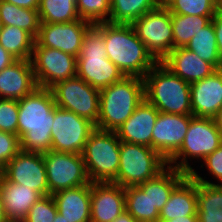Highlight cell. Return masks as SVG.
Returning a JSON list of instances; mask_svg holds the SVG:
<instances>
[{
  "instance_id": "obj_45",
  "label": "cell",
  "mask_w": 222,
  "mask_h": 222,
  "mask_svg": "<svg viewBox=\"0 0 222 222\" xmlns=\"http://www.w3.org/2000/svg\"><path fill=\"white\" fill-rule=\"evenodd\" d=\"M214 123L222 136V108L213 117Z\"/></svg>"
},
{
  "instance_id": "obj_18",
  "label": "cell",
  "mask_w": 222,
  "mask_h": 222,
  "mask_svg": "<svg viewBox=\"0 0 222 222\" xmlns=\"http://www.w3.org/2000/svg\"><path fill=\"white\" fill-rule=\"evenodd\" d=\"M190 99L194 117L213 118L222 108V69L190 83Z\"/></svg>"
},
{
  "instance_id": "obj_10",
  "label": "cell",
  "mask_w": 222,
  "mask_h": 222,
  "mask_svg": "<svg viewBox=\"0 0 222 222\" xmlns=\"http://www.w3.org/2000/svg\"><path fill=\"white\" fill-rule=\"evenodd\" d=\"M137 37L145 44L157 62H161L173 51V29L171 13L161 4L131 24Z\"/></svg>"
},
{
  "instance_id": "obj_33",
  "label": "cell",
  "mask_w": 222,
  "mask_h": 222,
  "mask_svg": "<svg viewBox=\"0 0 222 222\" xmlns=\"http://www.w3.org/2000/svg\"><path fill=\"white\" fill-rule=\"evenodd\" d=\"M38 13L41 23H66L80 19L76 0H40Z\"/></svg>"
},
{
  "instance_id": "obj_35",
  "label": "cell",
  "mask_w": 222,
  "mask_h": 222,
  "mask_svg": "<svg viewBox=\"0 0 222 222\" xmlns=\"http://www.w3.org/2000/svg\"><path fill=\"white\" fill-rule=\"evenodd\" d=\"M110 2L111 0H76L78 15L91 24L109 22Z\"/></svg>"
},
{
  "instance_id": "obj_6",
  "label": "cell",
  "mask_w": 222,
  "mask_h": 222,
  "mask_svg": "<svg viewBox=\"0 0 222 222\" xmlns=\"http://www.w3.org/2000/svg\"><path fill=\"white\" fill-rule=\"evenodd\" d=\"M120 142L115 131L95 129L82 157L91 182H116L120 164Z\"/></svg>"
},
{
  "instance_id": "obj_4",
  "label": "cell",
  "mask_w": 222,
  "mask_h": 222,
  "mask_svg": "<svg viewBox=\"0 0 222 222\" xmlns=\"http://www.w3.org/2000/svg\"><path fill=\"white\" fill-rule=\"evenodd\" d=\"M77 76L97 88L103 89L125 75L107 58L103 23L91 24L83 37L77 57Z\"/></svg>"
},
{
  "instance_id": "obj_2",
  "label": "cell",
  "mask_w": 222,
  "mask_h": 222,
  "mask_svg": "<svg viewBox=\"0 0 222 222\" xmlns=\"http://www.w3.org/2000/svg\"><path fill=\"white\" fill-rule=\"evenodd\" d=\"M103 35L109 58L125 76L142 78L157 63L131 24L103 22Z\"/></svg>"
},
{
  "instance_id": "obj_26",
  "label": "cell",
  "mask_w": 222,
  "mask_h": 222,
  "mask_svg": "<svg viewBox=\"0 0 222 222\" xmlns=\"http://www.w3.org/2000/svg\"><path fill=\"white\" fill-rule=\"evenodd\" d=\"M188 174L167 166L156 177L138 185L144 192H148L149 198L160 212L168 201L173 189L187 176Z\"/></svg>"
},
{
  "instance_id": "obj_40",
  "label": "cell",
  "mask_w": 222,
  "mask_h": 222,
  "mask_svg": "<svg viewBox=\"0 0 222 222\" xmlns=\"http://www.w3.org/2000/svg\"><path fill=\"white\" fill-rule=\"evenodd\" d=\"M212 21L217 38V49L220 60L222 61V12H216Z\"/></svg>"
},
{
  "instance_id": "obj_5",
  "label": "cell",
  "mask_w": 222,
  "mask_h": 222,
  "mask_svg": "<svg viewBox=\"0 0 222 222\" xmlns=\"http://www.w3.org/2000/svg\"><path fill=\"white\" fill-rule=\"evenodd\" d=\"M145 99L161 113L192 115L190 83L157 62L143 77Z\"/></svg>"
},
{
  "instance_id": "obj_15",
  "label": "cell",
  "mask_w": 222,
  "mask_h": 222,
  "mask_svg": "<svg viewBox=\"0 0 222 222\" xmlns=\"http://www.w3.org/2000/svg\"><path fill=\"white\" fill-rule=\"evenodd\" d=\"M90 25L82 19L66 23H41L35 43L78 57L84 34Z\"/></svg>"
},
{
  "instance_id": "obj_27",
  "label": "cell",
  "mask_w": 222,
  "mask_h": 222,
  "mask_svg": "<svg viewBox=\"0 0 222 222\" xmlns=\"http://www.w3.org/2000/svg\"><path fill=\"white\" fill-rule=\"evenodd\" d=\"M0 20L3 26L19 27L34 39L41 25L38 10L18 7L4 0H0Z\"/></svg>"
},
{
  "instance_id": "obj_20",
  "label": "cell",
  "mask_w": 222,
  "mask_h": 222,
  "mask_svg": "<svg viewBox=\"0 0 222 222\" xmlns=\"http://www.w3.org/2000/svg\"><path fill=\"white\" fill-rule=\"evenodd\" d=\"M37 87L31 60H16L0 71V98L20 100Z\"/></svg>"
},
{
  "instance_id": "obj_12",
  "label": "cell",
  "mask_w": 222,
  "mask_h": 222,
  "mask_svg": "<svg viewBox=\"0 0 222 222\" xmlns=\"http://www.w3.org/2000/svg\"><path fill=\"white\" fill-rule=\"evenodd\" d=\"M95 129V124L88 119L55 107L51 128V150L82 154L90 134Z\"/></svg>"
},
{
  "instance_id": "obj_25",
  "label": "cell",
  "mask_w": 222,
  "mask_h": 222,
  "mask_svg": "<svg viewBox=\"0 0 222 222\" xmlns=\"http://www.w3.org/2000/svg\"><path fill=\"white\" fill-rule=\"evenodd\" d=\"M191 215H197L196 181L188 174L171 192L158 222Z\"/></svg>"
},
{
  "instance_id": "obj_13",
  "label": "cell",
  "mask_w": 222,
  "mask_h": 222,
  "mask_svg": "<svg viewBox=\"0 0 222 222\" xmlns=\"http://www.w3.org/2000/svg\"><path fill=\"white\" fill-rule=\"evenodd\" d=\"M38 87L50 89L56 83L77 76V57L34 42L31 57Z\"/></svg>"
},
{
  "instance_id": "obj_28",
  "label": "cell",
  "mask_w": 222,
  "mask_h": 222,
  "mask_svg": "<svg viewBox=\"0 0 222 222\" xmlns=\"http://www.w3.org/2000/svg\"><path fill=\"white\" fill-rule=\"evenodd\" d=\"M162 0H111L109 23L132 24L147 12L157 9Z\"/></svg>"
},
{
  "instance_id": "obj_38",
  "label": "cell",
  "mask_w": 222,
  "mask_h": 222,
  "mask_svg": "<svg viewBox=\"0 0 222 222\" xmlns=\"http://www.w3.org/2000/svg\"><path fill=\"white\" fill-rule=\"evenodd\" d=\"M20 150L18 135L0 131V172Z\"/></svg>"
},
{
  "instance_id": "obj_47",
  "label": "cell",
  "mask_w": 222,
  "mask_h": 222,
  "mask_svg": "<svg viewBox=\"0 0 222 222\" xmlns=\"http://www.w3.org/2000/svg\"><path fill=\"white\" fill-rule=\"evenodd\" d=\"M53 222H68V221H66L64 217L59 212H57Z\"/></svg>"
},
{
  "instance_id": "obj_36",
  "label": "cell",
  "mask_w": 222,
  "mask_h": 222,
  "mask_svg": "<svg viewBox=\"0 0 222 222\" xmlns=\"http://www.w3.org/2000/svg\"><path fill=\"white\" fill-rule=\"evenodd\" d=\"M58 210L52 195L41 197L22 222H53Z\"/></svg>"
},
{
  "instance_id": "obj_14",
  "label": "cell",
  "mask_w": 222,
  "mask_h": 222,
  "mask_svg": "<svg viewBox=\"0 0 222 222\" xmlns=\"http://www.w3.org/2000/svg\"><path fill=\"white\" fill-rule=\"evenodd\" d=\"M9 182L26 185L42 197L49 195V187L43 154L20 150L0 172Z\"/></svg>"
},
{
  "instance_id": "obj_42",
  "label": "cell",
  "mask_w": 222,
  "mask_h": 222,
  "mask_svg": "<svg viewBox=\"0 0 222 222\" xmlns=\"http://www.w3.org/2000/svg\"><path fill=\"white\" fill-rule=\"evenodd\" d=\"M10 2L18 7L28 8L32 10H38L40 0H4Z\"/></svg>"
},
{
  "instance_id": "obj_31",
  "label": "cell",
  "mask_w": 222,
  "mask_h": 222,
  "mask_svg": "<svg viewBox=\"0 0 222 222\" xmlns=\"http://www.w3.org/2000/svg\"><path fill=\"white\" fill-rule=\"evenodd\" d=\"M216 39L213 21L211 20L194 35L185 48L193 51L206 62L213 64L217 69H222V61L218 53Z\"/></svg>"
},
{
  "instance_id": "obj_46",
  "label": "cell",
  "mask_w": 222,
  "mask_h": 222,
  "mask_svg": "<svg viewBox=\"0 0 222 222\" xmlns=\"http://www.w3.org/2000/svg\"><path fill=\"white\" fill-rule=\"evenodd\" d=\"M0 222H9L5 215L1 193H0Z\"/></svg>"
},
{
  "instance_id": "obj_44",
  "label": "cell",
  "mask_w": 222,
  "mask_h": 222,
  "mask_svg": "<svg viewBox=\"0 0 222 222\" xmlns=\"http://www.w3.org/2000/svg\"><path fill=\"white\" fill-rule=\"evenodd\" d=\"M113 222H138L126 210L123 211Z\"/></svg>"
},
{
  "instance_id": "obj_29",
  "label": "cell",
  "mask_w": 222,
  "mask_h": 222,
  "mask_svg": "<svg viewBox=\"0 0 222 222\" xmlns=\"http://www.w3.org/2000/svg\"><path fill=\"white\" fill-rule=\"evenodd\" d=\"M125 210L138 222H158L159 211L153 206L148 192L139 186L124 187Z\"/></svg>"
},
{
  "instance_id": "obj_21",
  "label": "cell",
  "mask_w": 222,
  "mask_h": 222,
  "mask_svg": "<svg viewBox=\"0 0 222 222\" xmlns=\"http://www.w3.org/2000/svg\"><path fill=\"white\" fill-rule=\"evenodd\" d=\"M161 63L188 83L202 80L218 70L213 64L201 59L185 47L175 48Z\"/></svg>"
},
{
  "instance_id": "obj_3",
  "label": "cell",
  "mask_w": 222,
  "mask_h": 222,
  "mask_svg": "<svg viewBox=\"0 0 222 222\" xmlns=\"http://www.w3.org/2000/svg\"><path fill=\"white\" fill-rule=\"evenodd\" d=\"M99 93V117L95 126L103 131H116L145 98L144 80L136 76H124L100 89Z\"/></svg>"
},
{
  "instance_id": "obj_39",
  "label": "cell",
  "mask_w": 222,
  "mask_h": 222,
  "mask_svg": "<svg viewBox=\"0 0 222 222\" xmlns=\"http://www.w3.org/2000/svg\"><path fill=\"white\" fill-rule=\"evenodd\" d=\"M206 166V169L209 171L212 178L217 179V184L222 185V144L210 155L205 157L202 161Z\"/></svg>"
},
{
  "instance_id": "obj_24",
  "label": "cell",
  "mask_w": 222,
  "mask_h": 222,
  "mask_svg": "<svg viewBox=\"0 0 222 222\" xmlns=\"http://www.w3.org/2000/svg\"><path fill=\"white\" fill-rule=\"evenodd\" d=\"M189 175L196 181L198 222H222V185L205 180L196 170Z\"/></svg>"
},
{
  "instance_id": "obj_16",
  "label": "cell",
  "mask_w": 222,
  "mask_h": 222,
  "mask_svg": "<svg viewBox=\"0 0 222 222\" xmlns=\"http://www.w3.org/2000/svg\"><path fill=\"white\" fill-rule=\"evenodd\" d=\"M193 115L159 112L152 132V148L168 161L183 144Z\"/></svg>"
},
{
  "instance_id": "obj_30",
  "label": "cell",
  "mask_w": 222,
  "mask_h": 222,
  "mask_svg": "<svg viewBox=\"0 0 222 222\" xmlns=\"http://www.w3.org/2000/svg\"><path fill=\"white\" fill-rule=\"evenodd\" d=\"M34 42L35 39L19 27H2L0 44L17 60H31Z\"/></svg>"
},
{
  "instance_id": "obj_43",
  "label": "cell",
  "mask_w": 222,
  "mask_h": 222,
  "mask_svg": "<svg viewBox=\"0 0 222 222\" xmlns=\"http://www.w3.org/2000/svg\"><path fill=\"white\" fill-rule=\"evenodd\" d=\"M164 222H198V215L182 216Z\"/></svg>"
},
{
  "instance_id": "obj_9",
  "label": "cell",
  "mask_w": 222,
  "mask_h": 222,
  "mask_svg": "<svg viewBox=\"0 0 222 222\" xmlns=\"http://www.w3.org/2000/svg\"><path fill=\"white\" fill-rule=\"evenodd\" d=\"M56 107L74 112L95 125L99 117L100 93L78 76L56 83L51 88Z\"/></svg>"
},
{
  "instance_id": "obj_22",
  "label": "cell",
  "mask_w": 222,
  "mask_h": 222,
  "mask_svg": "<svg viewBox=\"0 0 222 222\" xmlns=\"http://www.w3.org/2000/svg\"><path fill=\"white\" fill-rule=\"evenodd\" d=\"M58 212L68 222H90L91 183L57 191L52 195Z\"/></svg>"
},
{
  "instance_id": "obj_19",
  "label": "cell",
  "mask_w": 222,
  "mask_h": 222,
  "mask_svg": "<svg viewBox=\"0 0 222 222\" xmlns=\"http://www.w3.org/2000/svg\"><path fill=\"white\" fill-rule=\"evenodd\" d=\"M159 111L145 98L115 131L121 141L152 147V132Z\"/></svg>"
},
{
  "instance_id": "obj_41",
  "label": "cell",
  "mask_w": 222,
  "mask_h": 222,
  "mask_svg": "<svg viewBox=\"0 0 222 222\" xmlns=\"http://www.w3.org/2000/svg\"><path fill=\"white\" fill-rule=\"evenodd\" d=\"M17 59L13 57L7 50H5L0 44V71L7 68Z\"/></svg>"
},
{
  "instance_id": "obj_49",
  "label": "cell",
  "mask_w": 222,
  "mask_h": 222,
  "mask_svg": "<svg viewBox=\"0 0 222 222\" xmlns=\"http://www.w3.org/2000/svg\"><path fill=\"white\" fill-rule=\"evenodd\" d=\"M2 27H3V25H2L1 20H0V33H1V30H2Z\"/></svg>"
},
{
  "instance_id": "obj_8",
  "label": "cell",
  "mask_w": 222,
  "mask_h": 222,
  "mask_svg": "<svg viewBox=\"0 0 222 222\" xmlns=\"http://www.w3.org/2000/svg\"><path fill=\"white\" fill-rule=\"evenodd\" d=\"M222 144L213 118L192 117L180 149L167 161L168 166L190 174L188 159L203 160ZM179 160V161H178Z\"/></svg>"
},
{
  "instance_id": "obj_17",
  "label": "cell",
  "mask_w": 222,
  "mask_h": 222,
  "mask_svg": "<svg viewBox=\"0 0 222 222\" xmlns=\"http://www.w3.org/2000/svg\"><path fill=\"white\" fill-rule=\"evenodd\" d=\"M90 222H113L125 211V190L114 182H91Z\"/></svg>"
},
{
  "instance_id": "obj_48",
  "label": "cell",
  "mask_w": 222,
  "mask_h": 222,
  "mask_svg": "<svg viewBox=\"0 0 222 222\" xmlns=\"http://www.w3.org/2000/svg\"><path fill=\"white\" fill-rule=\"evenodd\" d=\"M216 12H222V0H215Z\"/></svg>"
},
{
  "instance_id": "obj_37",
  "label": "cell",
  "mask_w": 222,
  "mask_h": 222,
  "mask_svg": "<svg viewBox=\"0 0 222 222\" xmlns=\"http://www.w3.org/2000/svg\"><path fill=\"white\" fill-rule=\"evenodd\" d=\"M18 100L0 98V131L17 135Z\"/></svg>"
},
{
  "instance_id": "obj_1",
  "label": "cell",
  "mask_w": 222,
  "mask_h": 222,
  "mask_svg": "<svg viewBox=\"0 0 222 222\" xmlns=\"http://www.w3.org/2000/svg\"><path fill=\"white\" fill-rule=\"evenodd\" d=\"M55 100L51 89L37 87L18 100V128L21 150L46 153L51 150V128Z\"/></svg>"
},
{
  "instance_id": "obj_34",
  "label": "cell",
  "mask_w": 222,
  "mask_h": 222,
  "mask_svg": "<svg viewBox=\"0 0 222 222\" xmlns=\"http://www.w3.org/2000/svg\"><path fill=\"white\" fill-rule=\"evenodd\" d=\"M171 14L214 17L215 0H162Z\"/></svg>"
},
{
  "instance_id": "obj_7",
  "label": "cell",
  "mask_w": 222,
  "mask_h": 222,
  "mask_svg": "<svg viewBox=\"0 0 222 222\" xmlns=\"http://www.w3.org/2000/svg\"><path fill=\"white\" fill-rule=\"evenodd\" d=\"M167 166V161L152 147L121 141L115 183L121 187L138 186L156 177Z\"/></svg>"
},
{
  "instance_id": "obj_23",
  "label": "cell",
  "mask_w": 222,
  "mask_h": 222,
  "mask_svg": "<svg viewBox=\"0 0 222 222\" xmlns=\"http://www.w3.org/2000/svg\"><path fill=\"white\" fill-rule=\"evenodd\" d=\"M0 193L9 222H22L33 204L42 197L36 190L6 181L1 175Z\"/></svg>"
},
{
  "instance_id": "obj_11",
  "label": "cell",
  "mask_w": 222,
  "mask_h": 222,
  "mask_svg": "<svg viewBox=\"0 0 222 222\" xmlns=\"http://www.w3.org/2000/svg\"><path fill=\"white\" fill-rule=\"evenodd\" d=\"M43 159L49 195L91 183L82 154L50 150L43 153Z\"/></svg>"
},
{
  "instance_id": "obj_32",
  "label": "cell",
  "mask_w": 222,
  "mask_h": 222,
  "mask_svg": "<svg viewBox=\"0 0 222 222\" xmlns=\"http://www.w3.org/2000/svg\"><path fill=\"white\" fill-rule=\"evenodd\" d=\"M213 17L171 14L173 29V50L186 47L200 29L204 28Z\"/></svg>"
}]
</instances>
